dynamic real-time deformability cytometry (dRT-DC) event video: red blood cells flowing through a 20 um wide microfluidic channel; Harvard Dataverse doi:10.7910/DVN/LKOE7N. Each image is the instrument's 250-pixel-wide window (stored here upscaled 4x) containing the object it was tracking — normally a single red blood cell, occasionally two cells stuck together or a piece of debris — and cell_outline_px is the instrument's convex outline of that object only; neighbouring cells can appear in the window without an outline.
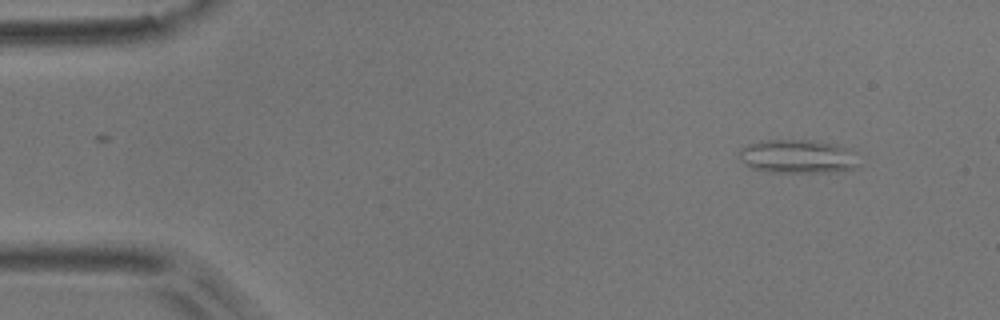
{"species": "common noctule bat (a hibernating species)", "species_latin": "Nyctalus noctula", "temperature_condition": "room temperature", "stored_images_in_passage": 2, "camera_frame_rate_fps": 3000, "um_per_image_px": 0.085, "animal": {"sex": "male", "body_mass_g": 17.9}, "frame": {"image": 1, "passage_image": 2, "time_ms": 0.333, "image_size_px": [1000, 320], "cell_outline_px": [[860, 164], [856, 168], [828, 172], [768, 172], [752, 168], [744, 164], [740, 160], [740, 148], [748, 144], [760, 140], [808, 140], [836, 144], [844, 148]], "centroid_in_image_um": [67.71, 13.3], "position_along_channel_um": 17.3, "area_um2": 23.18}}